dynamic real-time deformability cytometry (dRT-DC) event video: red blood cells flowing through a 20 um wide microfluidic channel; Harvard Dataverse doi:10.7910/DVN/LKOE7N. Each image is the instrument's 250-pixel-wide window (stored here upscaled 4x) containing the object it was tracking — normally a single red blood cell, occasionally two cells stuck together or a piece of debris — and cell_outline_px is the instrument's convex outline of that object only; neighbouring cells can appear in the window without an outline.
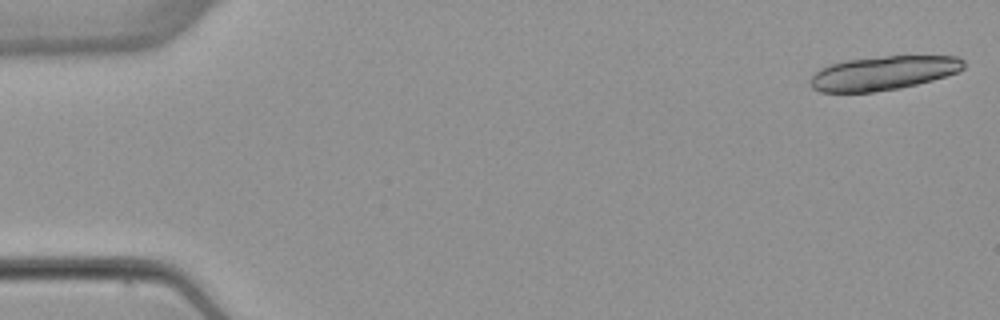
{"species": "common noctule bat (a hibernating species)", "species_latin": "Nyctalus noctula", "temperature_condition": "warm", "stored_images_in_passage": 6, "camera_frame_rate_fps": 3000, "um_per_image_px": 0.085, "animal": {"sex": "female", "body_mass_g": 22.7, "forearm_length_mm": 54.2}, "frame": {"image": 1, "passage_image": 1, "time_ms": 0.0, "image_size_px": [1000, 320], "cell_outline_px": [[964, 68], [960, 72], [932, 80], [900, 88], [872, 92], [820, 92], [812, 88], [808, 80], [820, 68], [828, 64], [848, 60], [884, 56], [956, 56], [964, 60]], "centroid_in_image_um": [75.07, 6.21], "position_along_channel_um": 9.9, "area_um2": 30.46}}
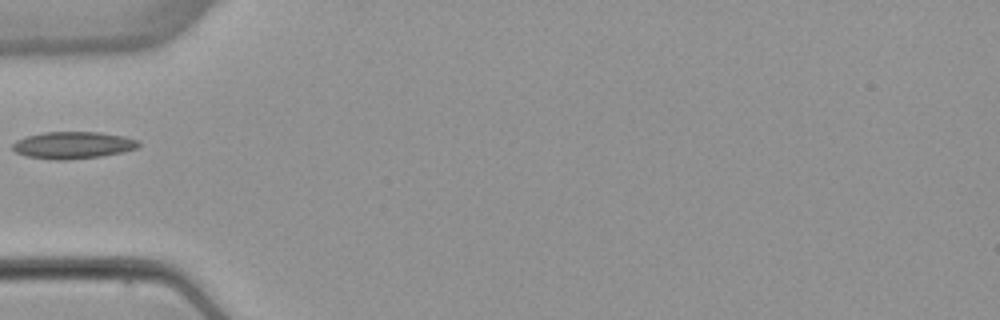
{"frame": {"image": 2, "passage_image": 5, "time_ms": 5.667, "image_size_px": [1000, 320], "cell_outline_px": [[140, 144], [136, 148], [120, 152], [100, 156], [68, 160], [56, 160], [28, 156], [16, 152], [12, 148], [12, 144], [16, 140], [24, 136], [44, 132], [100, 132], [124, 136], [140, 140]], "centroid_in_image_um": [6.19, 12.32], "position_along_channel_um": 78.8, "area_um2": 19.83}}
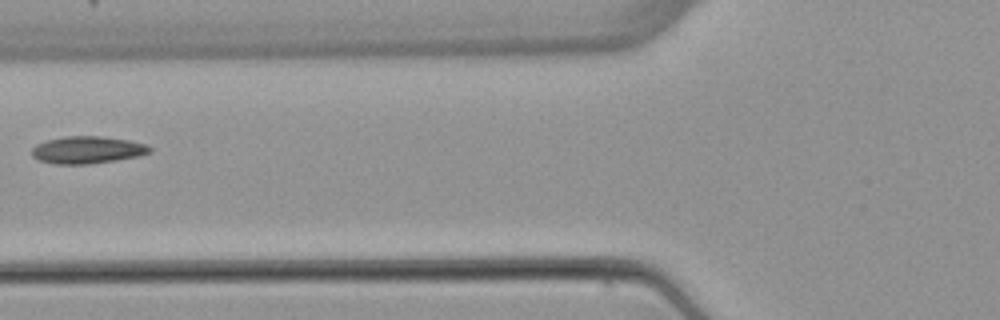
{"frame": {"image": 3, "passage_image": 6, "time_ms": 6.667, "image_size_px": [1000, 320], "cell_outline_px": [[152, 152], [140, 156], [116, 160], [88, 164], [56, 164], [40, 160], [32, 156], [32, 148], [36, 144], [48, 140], [64, 136], [100, 136], [128, 140], [144, 144], [152, 148]], "centroid_in_image_um": [7.44, 12.74], "position_along_channel_um": 118.4, "area_um2": 18.67}}